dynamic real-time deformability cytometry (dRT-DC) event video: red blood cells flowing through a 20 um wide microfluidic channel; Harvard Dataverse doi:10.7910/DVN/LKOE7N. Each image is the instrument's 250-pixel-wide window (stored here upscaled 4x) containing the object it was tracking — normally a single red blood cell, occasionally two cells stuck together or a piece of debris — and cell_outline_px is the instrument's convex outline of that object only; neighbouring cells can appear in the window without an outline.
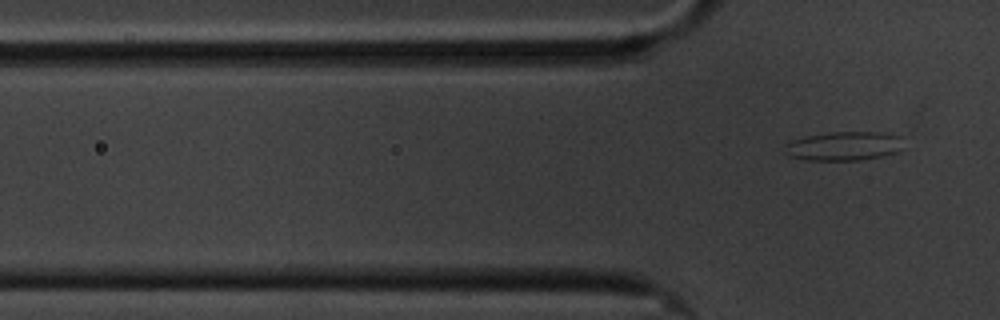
{"species": "common noctule bat (a hibernating species)", "species_latin": "Nyctalus noctula", "temperature_condition": "cold", "stored_images_in_passage": 3, "camera_frame_rate_fps": 3000, "um_per_image_px": 0.085, "animal": {"sex": "male", "body_mass_g": 20.1, "forearm_length_mm": 53.5}, "frame": {"image": 1, "passage_image": 3, "time_ms": 3.0, "image_size_px": [1000, 320], "cell_outline_px": [[904, 148], [900, 152], [860, 160], [804, 160], [792, 156], [784, 152], [784, 144], [792, 140], [808, 136], [832, 132], [876, 132], [900, 136]], "centroid_in_image_um": [71.75, 12.42], "position_along_channel_um": 54.1, "area_um2": 20.06}}